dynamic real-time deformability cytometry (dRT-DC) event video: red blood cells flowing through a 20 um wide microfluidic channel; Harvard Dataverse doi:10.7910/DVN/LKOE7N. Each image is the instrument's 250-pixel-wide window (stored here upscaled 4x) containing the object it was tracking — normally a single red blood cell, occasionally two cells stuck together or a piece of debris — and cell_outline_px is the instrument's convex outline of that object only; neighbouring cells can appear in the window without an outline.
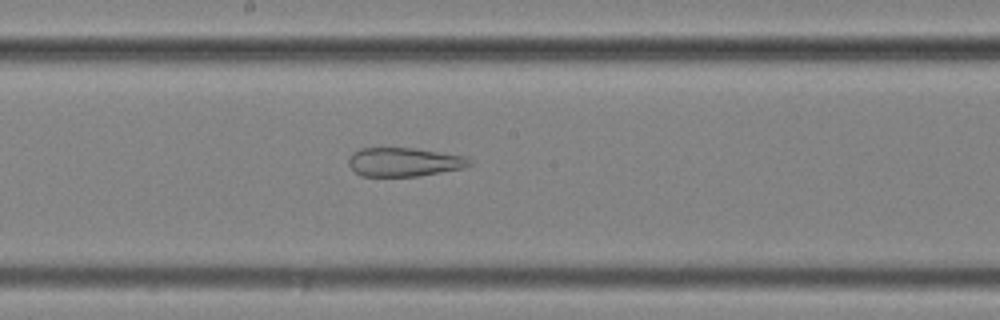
{"species": "common noctule bat (a hibernating species)", "species_latin": "Nyctalus noctula", "temperature_condition": "cold", "stored_images_in_passage": 56, "camera_frame_rate_fps": 3000, "um_per_image_px": 0.085, "animal": {"sex": "female", "body_mass_g": 25.1}, "frame": {"image": 1, "passage_image": 31, "time_ms": 10.0, "image_size_px": [1000, 320], "cell_outline_px": [[472, 164], [464, 168], [420, 176], [360, 176], [348, 164], [348, 160], [352, 152], [360, 148], [416, 148], [468, 156]], "centroid_in_image_um": [34.37, 13.76], "position_along_channel_um": 213.8, "area_um2": 20.52}}
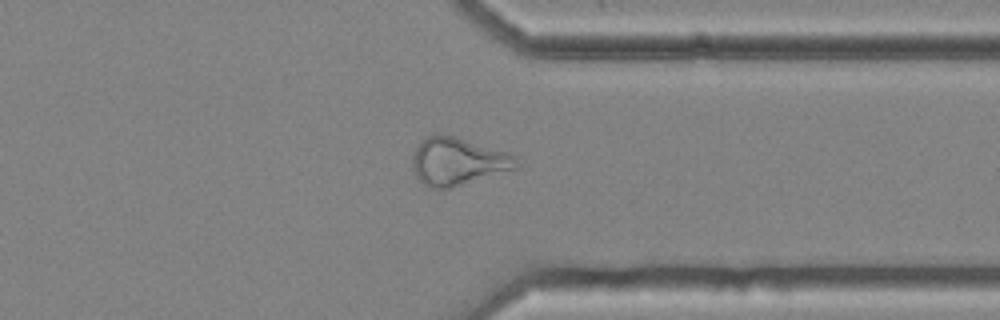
{"frame": {"image": 2, "passage_image": 44, "time_ms": 14.333, "image_size_px": [1000, 320], "cell_outline_px": [[520, 164], [516, 168], [448, 188], [428, 188], [416, 176], [412, 168], [412, 156], [420, 140], [436, 132], [440, 132], [508, 152], [516, 156]], "centroid_in_image_um": [38.87, 13.69], "position_along_channel_um": 372.5, "area_um2": 28.78}}
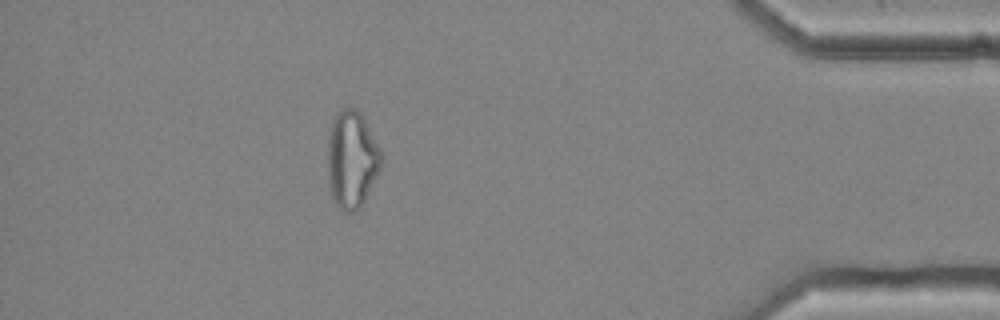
{"frame": {"image": 3, "passage_image": 50, "time_ms": 16.333, "image_size_px": [1000, 320], "cell_outline_px": [[384, 160], [360, 208], [356, 212], [344, 212], [332, 200], [328, 172], [328, 140], [332, 124], [340, 108], [356, 108], [360, 112], [380, 148], [384, 156]], "centroid_in_image_um": [29.92, 13.57], "position_along_channel_um": 405.3, "area_um2": 30.23}}